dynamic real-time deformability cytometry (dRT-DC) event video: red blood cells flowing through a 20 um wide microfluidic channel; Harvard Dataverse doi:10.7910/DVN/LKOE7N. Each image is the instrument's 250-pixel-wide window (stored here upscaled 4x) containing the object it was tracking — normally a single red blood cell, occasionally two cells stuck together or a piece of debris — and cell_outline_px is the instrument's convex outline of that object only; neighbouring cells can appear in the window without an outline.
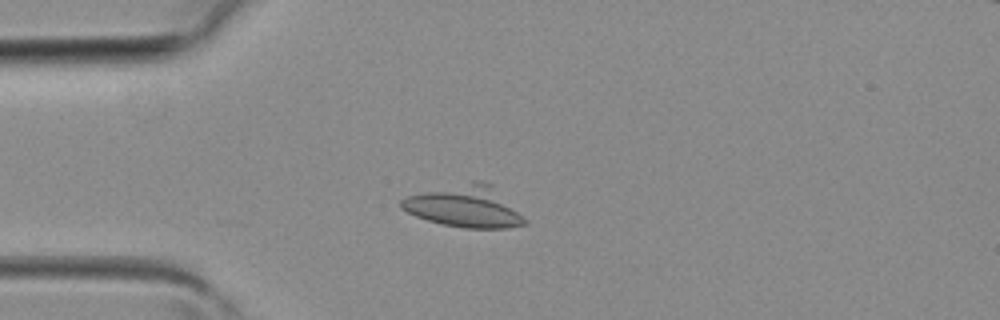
{"species": "common noctule bat (a hibernating species)", "species_latin": "Nyctalus noctula", "temperature_condition": "room temperature", "stored_images_in_passage": 2, "camera_frame_rate_fps": 3000, "um_per_image_px": 0.085, "animal": {"sex": "female", "body_mass_g": 19.3, "forearm_length_mm": 54.1}, "frame": {"image": 1, "passage_image": 2, "time_ms": 0.333, "image_size_px": [1000, 320], "cell_outline_px": [[528, 224], [508, 228], [464, 228], [444, 224], [428, 220], [416, 216], [400, 208], [400, 200], [408, 196], [472, 180], [488, 180], [528, 220]], "centroid_in_image_um": [39.57, 17.55], "position_along_channel_um": 45.4, "area_um2": 29.88}}